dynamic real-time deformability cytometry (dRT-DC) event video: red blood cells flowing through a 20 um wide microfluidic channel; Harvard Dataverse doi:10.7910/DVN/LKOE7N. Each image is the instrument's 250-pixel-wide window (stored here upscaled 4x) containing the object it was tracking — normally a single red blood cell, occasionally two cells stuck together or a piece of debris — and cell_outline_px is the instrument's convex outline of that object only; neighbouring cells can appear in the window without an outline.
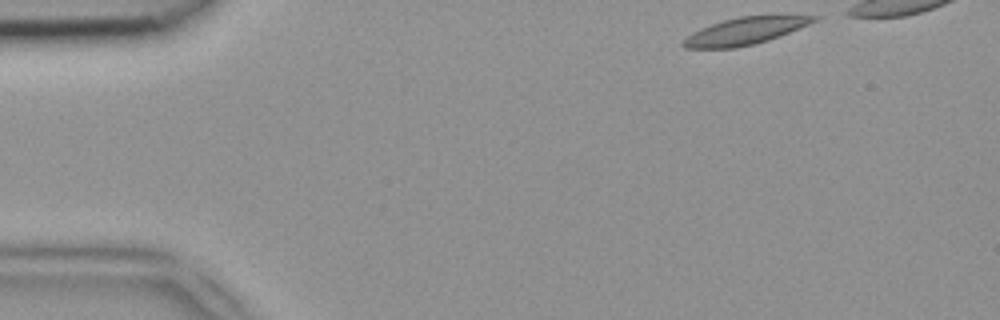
{"species": "common noctule bat (a hibernating species)", "species_latin": "Nyctalus noctula", "temperature_condition": "room temperature", "stored_images_in_passage": 35, "camera_frame_rate_fps": 3000, "um_per_image_px": 0.085, "animal": {"sex": "female", "body_mass_g": 18.4}, "frame": {"image": 1, "passage_image": 1, "time_ms": 0.0, "image_size_px": [1000, 320], "cell_outline_px": [[820, 16], [816, 20], [808, 24], [768, 40], [736, 48], [684, 48], [680, 44], [692, 32], [700, 28], [724, 20], [740, 16]], "centroid_in_image_um": [63.25, 2.65], "position_along_channel_um": 21.8, "area_um2": 20.06}}
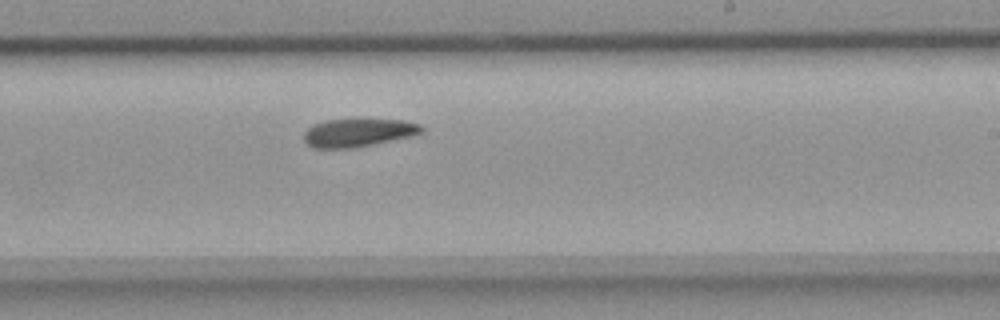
{"frame": {"image": 2, "passage_image": 24, "time_ms": 7.667, "image_size_px": [1000, 320], "cell_outline_px": [[424, 132], [412, 136], [376, 144], [356, 148], [312, 148], [304, 140], [304, 132], [312, 124], [324, 120], [404, 120], [420, 124], [424, 128]], "centroid_in_image_um": [30.46, 11.29], "position_along_channel_um": 258.5, "area_um2": 19.42}}
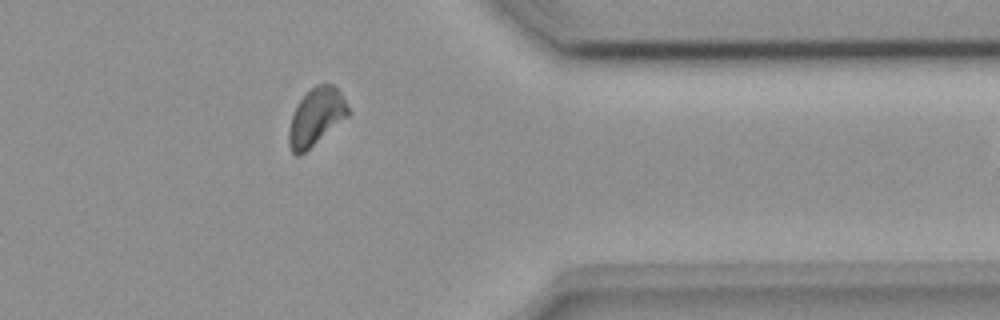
{"frame": {"image": 3, "passage_image": 34, "time_ms": 11.0, "image_size_px": [1000, 320], "cell_outline_px": [[348, 116], [300, 156], [296, 156], [292, 152], [288, 144], [288, 128], [296, 104], [316, 84], [332, 84], [340, 92], [348, 108]], "centroid_in_image_um": [26.83, 9.96], "position_along_channel_um": 384.6, "area_um2": 19.54}}